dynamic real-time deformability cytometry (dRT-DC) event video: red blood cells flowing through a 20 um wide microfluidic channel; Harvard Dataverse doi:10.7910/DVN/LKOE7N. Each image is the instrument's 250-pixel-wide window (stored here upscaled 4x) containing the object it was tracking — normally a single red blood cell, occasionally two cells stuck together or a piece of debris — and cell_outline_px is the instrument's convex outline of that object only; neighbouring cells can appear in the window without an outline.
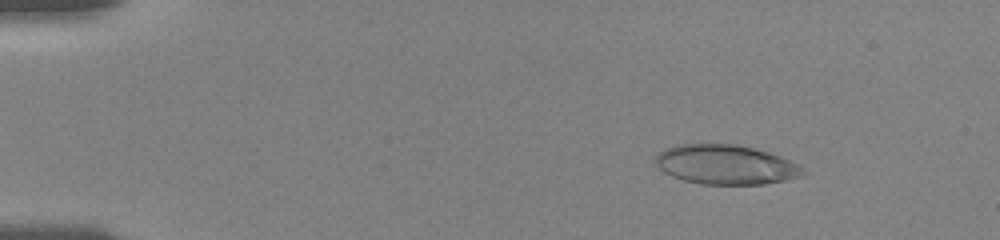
{"species": "human", "species_latin": "Homo sapiens", "temperature_condition": "room temperature", "stored_images_in_passage": 56, "camera_frame_rate_fps": 3000, "um_per_image_px": 0.085, "donor": {"sex": "female"}, "frame": {"image": 1, "passage_image": 8, "time_ms": 2.333, "image_size_px": [1000, 240], "cell_outline_px": [[808, 172], [800, 176], [788, 180], [764, 184], [700, 184], [684, 180], [672, 176], [664, 172], [656, 164], [656, 156], [660, 152], [676, 144], [736, 144], [768, 152], [780, 156], [800, 164]], "centroid_in_image_um": [61.74, 14.0], "position_along_channel_um": 23.3, "area_um2": 33.99}}
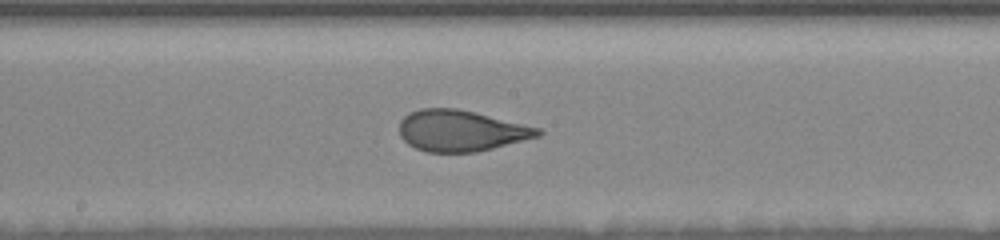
{"frame": {"image": 2, "passage_image": 31, "time_ms": 10.0, "image_size_px": [1000, 240], "cell_outline_px": [[544, 132], [540, 136], [476, 152], [428, 152], [416, 148], [408, 144], [400, 136], [400, 120], [404, 116], [420, 108], [456, 108], [476, 112], [540, 128]], "centroid_in_image_um": [39.18, 11.1], "position_along_channel_um": 209.0, "area_um2": 33.12}}
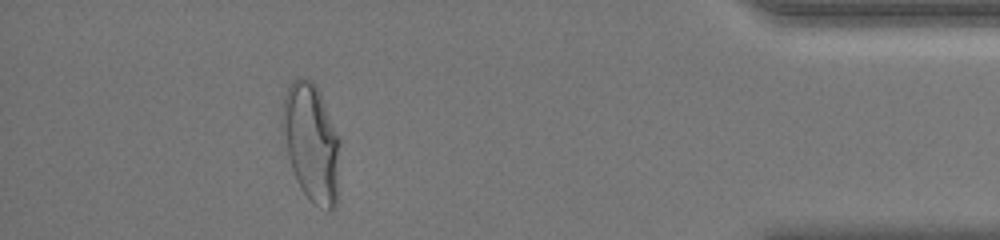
{"frame": {"image": 3, "passage_image": 51, "time_ms": 16.667, "image_size_px": [1000, 240], "cell_outline_px": [[340, 144], [336, 208], [328, 212], [316, 204], [304, 192], [292, 168], [288, 156], [280, 120], [284, 96], [292, 80], [300, 76], [312, 80], [316, 84], [320, 92], [340, 140]], "centroid_in_image_um": [26.47, 12.07], "position_along_channel_um": 408.7, "area_um2": 39.54}, "authors_computed_cell_mechanics": {"area_um2": 34.7956, "velocity_mm_per_s": 3.628, "shape_relaxation_time_tau1_ms": 5.2021, "shape_relaxation_time_tau2_ms": 0.6875, "deformation_change_tau1": 0.1881, "deformation_change_tau2": 0.0705}}